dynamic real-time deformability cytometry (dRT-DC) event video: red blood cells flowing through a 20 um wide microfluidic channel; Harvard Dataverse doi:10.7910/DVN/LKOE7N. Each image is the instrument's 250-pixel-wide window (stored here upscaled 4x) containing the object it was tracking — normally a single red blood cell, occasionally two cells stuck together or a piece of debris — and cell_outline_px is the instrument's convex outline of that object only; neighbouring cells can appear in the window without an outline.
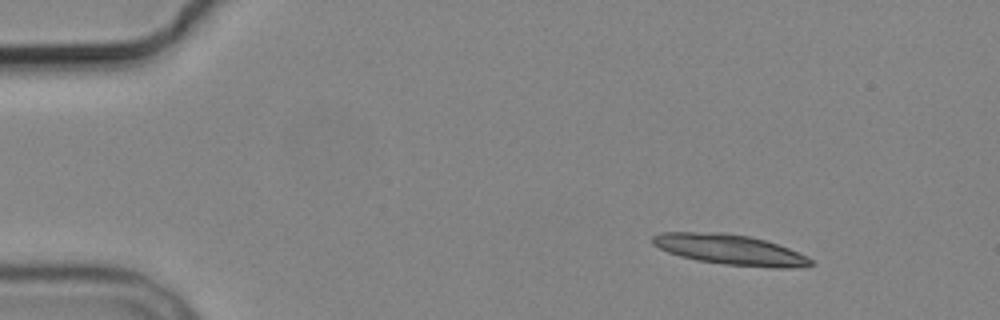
{"species": "common noctule bat (a hibernating species)", "species_latin": "Nyctalus noctula", "temperature_condition": "cold", "stored_images_in_passage": 10, "camera_frame_rate_fps": 3000, "um_per_image_px": 0.085, "animal": {"sex": "male", "body_mass_g": 19.2, "forearm_length_mm": 51.8}, "frame": {"image": 1, "passage_image": 2, "time_ms": 1.0, "image_size_px": [1000, 320], "cell_outline_px": [[816, 264], [792, 268], [772, 268], [724, 264], [696, 260], [680, 256], [668, 252], [652, 244], [652, 236], [660, 232], [724, 232], [748, 236], [764, 240], [788, 248], [808, 256]], "centroid_in_image_um": [62.05, 21.22], "position_along_channel_um": 23.0, "area_um2": 27.98}}
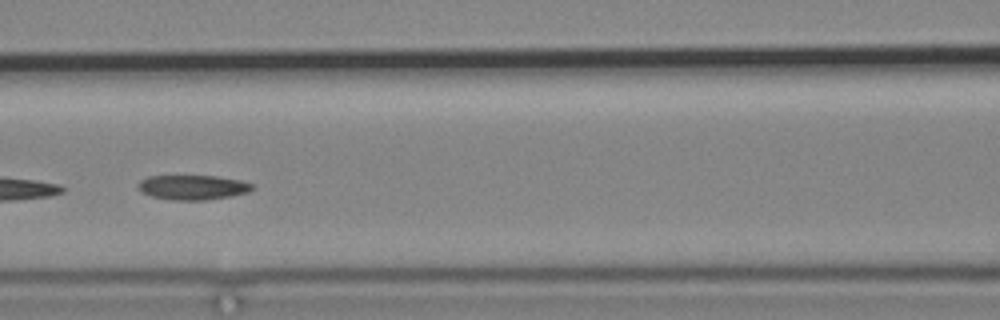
{"frame": {"image": 2, "passage_image": 6, "time_ms": 7.0, "image_size_px": [1000, 320], "cell_outline_px": [[256, 188], [248, 192], [232, 196], [204, 200], [172, 200], [152, 196], [140, 192], [136, 184], [140, 180], [148, 176], [216, 176], [240, 180], [256, 184]], "centroid_in_image_um": [16.4, 15.92], "position_along_channel_um": 150.2, "area_um2": 16.65}}
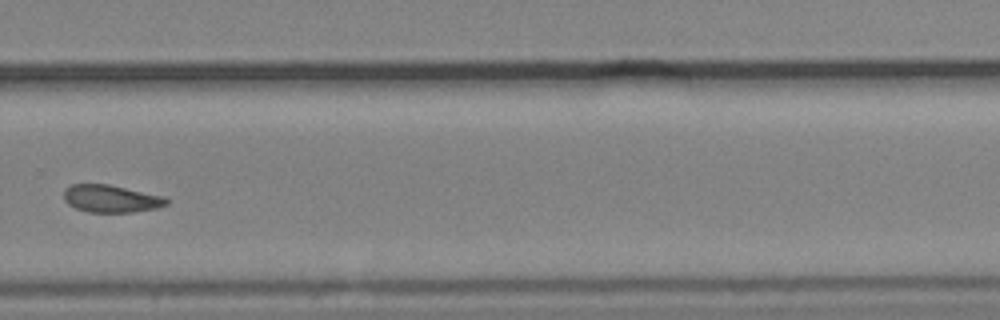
{"frame": {"image": 3, "passage_image": 10, "time_ms": 11.667, "image_size_px": [1000, 320], "cell_outline_px": [[168, 204], [156, 208], [132, 212], [88, 212], [76, 208], [68, 204], [64, 200], [64, 188], [72, 184], [108, 184], [160, 196], [168, 200]], "centroid_in_image_um": [9.37, 16.89], "position_along_channel_um": 320.4, "area_um2": 16.18}}